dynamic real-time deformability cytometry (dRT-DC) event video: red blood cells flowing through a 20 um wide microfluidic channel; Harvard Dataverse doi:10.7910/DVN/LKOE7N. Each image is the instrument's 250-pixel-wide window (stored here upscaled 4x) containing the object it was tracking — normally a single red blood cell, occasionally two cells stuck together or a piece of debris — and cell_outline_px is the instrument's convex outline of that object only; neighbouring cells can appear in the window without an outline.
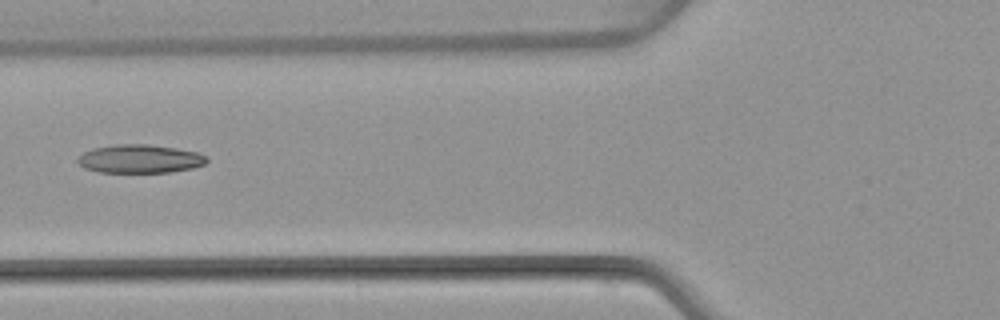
{"species": "common noctule bat (a hibernating species)", "species_latin": "Nyctalus noctula", "temperature_condition": "warm", "stored_images_in_passage": 6, "camera_frame_rate_fps": 3000, "um_per_image_px": 0.085, "animal": {"sex": "female", "body_mass_g": 22.7, "forearm_length_mm": 54.2}, "frame": {"image": 1, "passage_image": 6, "time_ms": 6.0, "image_size_px": [1000, 320], "cell_outline_px": [[208, 160], [204, 164], [192, 168], [172, 172], [100, 172], [84, 168], [76, 160], [84, 152], [92, 148], [116, 144], [148, 144], [176, 148], [196, 152], [208, 156]], "centroid_in_image_um": [11.89, 13.5], "position_along_channel_um": 113.9, "area_um2": 21.39}}